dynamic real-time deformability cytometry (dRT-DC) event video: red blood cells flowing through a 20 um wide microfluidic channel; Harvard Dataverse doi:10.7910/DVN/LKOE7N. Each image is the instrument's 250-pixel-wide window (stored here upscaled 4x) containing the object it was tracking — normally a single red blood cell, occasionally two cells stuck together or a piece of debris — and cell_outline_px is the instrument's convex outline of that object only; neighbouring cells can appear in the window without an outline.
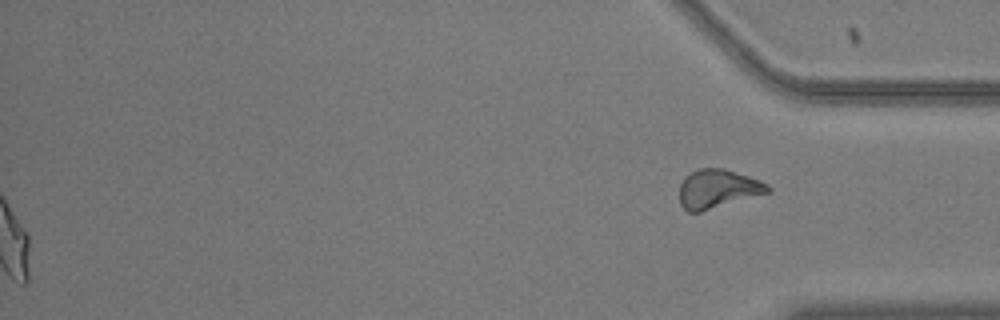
{"species": "common noctule bat (a hibernating species)", "species_latin": "Nyctalus noctula", "temperature_condition": "warm", "stored_images_in_passage": 40, "segment_of_instrument_passage": [2, 2], "camera_frame_rate_fps": 3000, "um_per_image_px": 0.085, "animal": {"sex": "male", "body_mass_g": 20.5, "forearm_length_mm": 52.5}, "frame": {"image": 1, "passage_image": 40, "time_ms": 13.0, "image_size_px": [1000, 320], "cell_outline_px": [[772, 192], [700, 212], [688, 212], [680, 204], [680, 184], [684, 176], [700, 168], [724, 168], [760, 180], [768, 184], [772, 188]], "centroid_in_image_um": [61.03, 16.05], "position_along_channel_um": 374.2, "area_um2": 20.11}}